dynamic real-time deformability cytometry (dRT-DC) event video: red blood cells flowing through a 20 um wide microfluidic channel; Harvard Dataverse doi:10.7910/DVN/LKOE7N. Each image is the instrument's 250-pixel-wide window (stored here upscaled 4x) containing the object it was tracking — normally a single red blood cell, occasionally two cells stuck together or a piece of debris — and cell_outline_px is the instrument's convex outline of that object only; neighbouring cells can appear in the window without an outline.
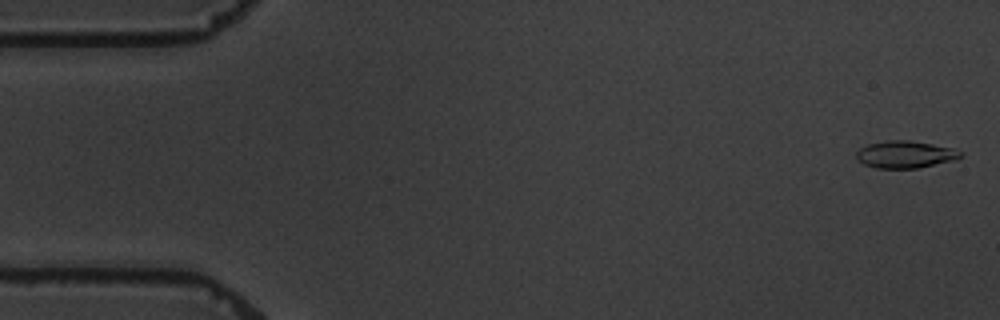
{"species": "common noctule bat (a hibernating species)", "species_latin": "Nyctalus noctula", "temperature_condition": "warm", "stored_images_in_passage": 4, "camera_frame_rate_fps": 3000, "um_per_image_px": 0.085, "animal": {"sex": "male", "body_mass_g": 19.5, "forearm_length_mm": 54.6}, "frame": {"image": 1, "passage_image": 1, "time_ms": 0.0, "image_size_px": [1000, 320], "cell_outline_px": [[964, 156], [956, 160], [916, 168], [876, 168], [864, 164], [856, 156], [856, 152], [860, 148], [868, 144], [888, 140], [908, 140], [932, 144], [952, 148], [964, 152]], "centroid_in_image_um": [76.99, 13.12], "position_along_channel_um": 8.0, "area_um2": 16.47}}